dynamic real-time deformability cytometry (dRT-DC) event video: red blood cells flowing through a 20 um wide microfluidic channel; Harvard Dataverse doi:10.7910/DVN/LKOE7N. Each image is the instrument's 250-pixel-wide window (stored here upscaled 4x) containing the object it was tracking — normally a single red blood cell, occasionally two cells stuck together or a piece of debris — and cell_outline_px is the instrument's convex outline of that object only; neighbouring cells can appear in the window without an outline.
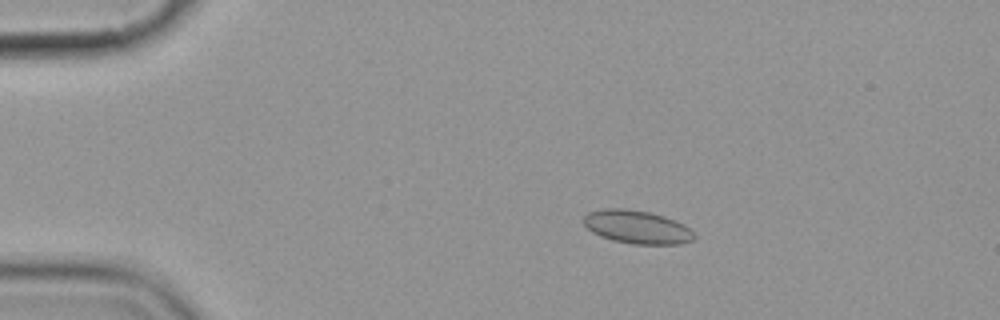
{"species": "common noctule bat (a hibernating species)", "species_latin": "Nyctalus noctula", "temperature_condition": "cold", "stored_images_in_passage": 5, "camera_frame_rate_fps": 3000, "um_per_image_px": 0.085, "animal": {"sex": "female", "body_mass_g": 19.9}, "frame": {"image": 1, "passage_image": 4, "time_ms": 3.333, "image_size_px": [1000, 320], "cell_outline_px": [[696, 236], [692, 240], [680, 244], [632, 244], [612, 240], [600, 236], [592, 232], [584, 224], [584, 216], [588, 212], [604, 208], [624, 208], [648, 212], [664, 216], [684, 224]], "centroid_in_image_um": [54.13, 19.29], "position_along_channel_um": 30.9, "area_um2": 21.39}}